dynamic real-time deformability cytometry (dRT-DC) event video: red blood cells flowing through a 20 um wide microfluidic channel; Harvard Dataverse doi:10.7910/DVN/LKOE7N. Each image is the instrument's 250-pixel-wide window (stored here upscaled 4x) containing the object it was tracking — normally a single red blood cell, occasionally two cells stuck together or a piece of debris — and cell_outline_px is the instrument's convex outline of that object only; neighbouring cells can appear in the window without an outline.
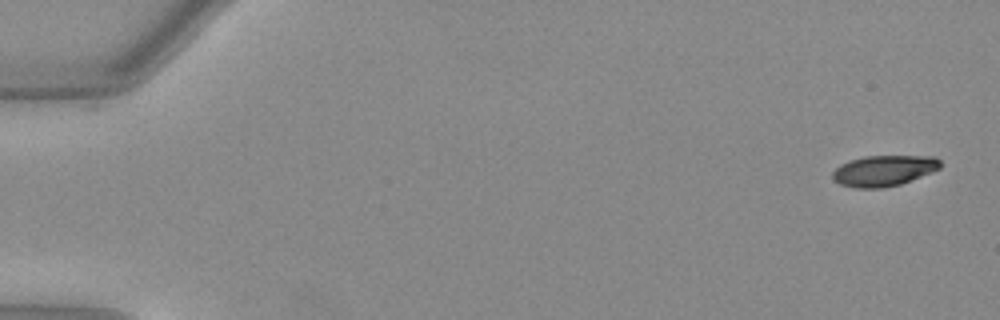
{"species": "Egyptian fruit bat (a non-hibernating species)", "species_latin": "Rousettus aegyptiacus", "temperature_condition": "warm", "stored_images_in_passage": 51, "camera_frame_rate_fps": 3000, "um_per_image_px": 0.085, "animal": {"sex": "female"}, "frame": {"image": 1, "passage_image": 1, "time_ms": 0.0, "image_size_px": [1000, 320], "cell_outline_px": [[940, 168], [932, 172], [900, 184], [880, 188], [856, 188], [840, 184], [832, 180], [832, 172], [840, 164], [864, 156], [932, 156], [940, 160]], "centroid_in_image_um": [75.09, 14.51], "position_along_channel_um": 9.9, "area_um2": 19.25}}
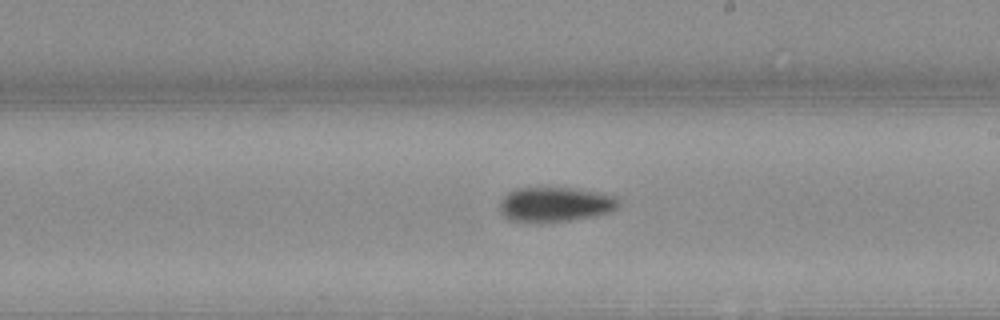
{"frame": {"image": 2, "passage_image": 30, "time_ms": 9.667, "image_size_px": [1000, 320], "cell_outline_px": [[620, 204], [612, 212], [592, 216], [568, 220], [516, 220], [508, 216], [500, 208], [500, 204], [504, 196], [508, 192], [516, 188], [576, 188], [600, 192], [616, 196]], "centroid_in_image_um": [47.3, 17.32], "position_along_channel_um": 241.7, "area_um2": 23.24}}
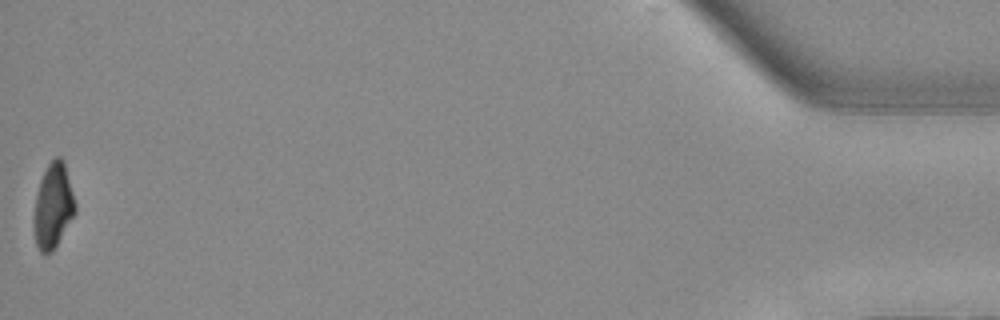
{"frame": {"image": 3, "passage_image": 51, "time_ms": 16.667, "image_size_px": [1000, 320], "cell_outline_px": [[76, 212], [52, 252], [44, 256], [40, 252], [36, 244], [32, 228], [32, 220], [36, 196], [40, 180], [48, 164], [56, 156], [60, 156], [64, 160], [76, 204]], "centroid_in_image_um": [4.49, 17.54], "position_along_channel_um": 430.7, "area_um2": 20.75}, "authors_computed_cell_mechanics": {"area_um2": 21.7906, "velocity_mm_per_s": 4.0172, "shape_relaxation_time_tau1_ms": 6.9319, "shape_relaxation_time_tau2_ms": null, "deformation_change_tau1": 0.2263, "deformation_change_tau2": null}}